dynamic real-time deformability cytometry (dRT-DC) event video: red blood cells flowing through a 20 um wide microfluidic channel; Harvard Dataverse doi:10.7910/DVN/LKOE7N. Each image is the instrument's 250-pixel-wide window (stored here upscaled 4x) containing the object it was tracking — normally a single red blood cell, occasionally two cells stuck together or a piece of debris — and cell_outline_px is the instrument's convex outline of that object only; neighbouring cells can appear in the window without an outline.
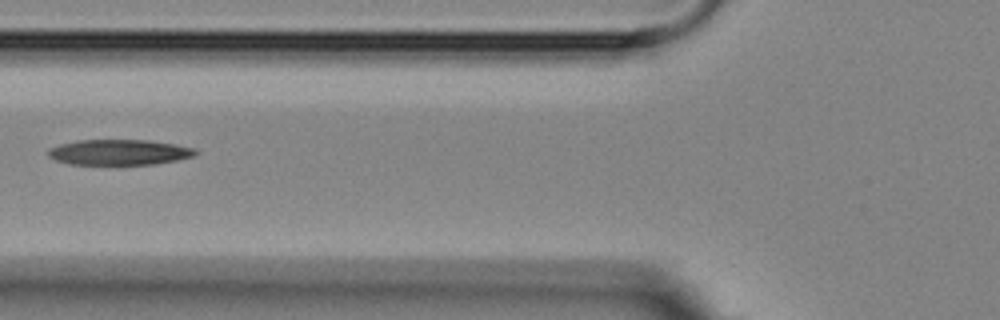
{"species": "Egyptian fruit bat (a non-hibernating species)", "species_latin": "Rousettus aegyptiacus", "temperature_condition": "room temperature", "stored_images_in_passage": 6, "camera_frame_rate_fps": 3000, "um_per_image_px": 0.085, "animal": {"sex": "female"}, "frame": {"image": 1, "passage_image": 6, "time_ms": 5.667, "image_size_px": [1000, 320], "cell_outline_px": [[200, 152], [192, 156], [176, 160], [152, 164], [68, 164], [56, 160], [48, 156], [48, 148], [60, 144], [76, 140], [148, 140], [196, 148]], "centroid_in_image_um": [10.1, 12.93], "position_along_channel_um": 115.7, "area_um2": 21.79}}